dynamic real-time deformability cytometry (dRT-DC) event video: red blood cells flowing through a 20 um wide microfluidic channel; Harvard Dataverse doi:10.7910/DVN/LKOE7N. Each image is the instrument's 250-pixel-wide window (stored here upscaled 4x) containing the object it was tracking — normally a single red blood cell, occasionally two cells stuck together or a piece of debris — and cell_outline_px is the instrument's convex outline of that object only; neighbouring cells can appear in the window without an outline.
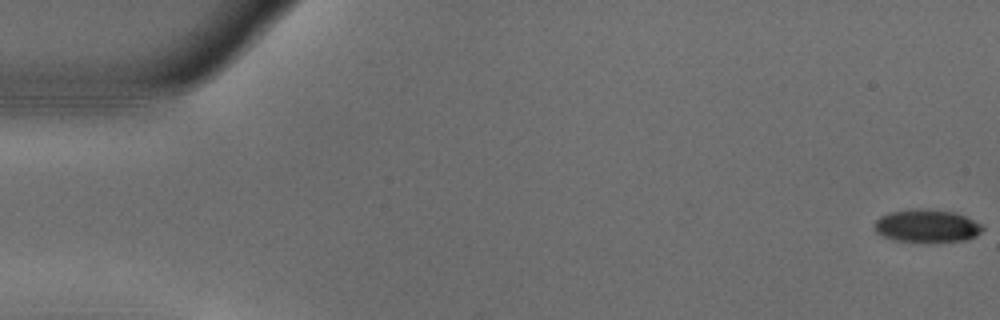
{"species": "common noctule bat (a hibernating species)", "species_latin": "Nyctalus noctula", "temperature_condition": "warm", "stored_images_in_passage": 55, "camera_frame_rate_fps": 3000, "um_per_image_px": 0.085, "animal": {"sex": "male", "body_mass_g": 18.8}, "frame": {"image": 1, "passage_image": 1, "time_ms": 0.0, "image_size_px": [1000, 320], "cell_outline_px": [[984, 228], [976, 236], [964, 240], [896, 240], [884, 236], [876, 232], [876, 220], [880, 216], [892, 212], [916, 208], [956, 212], [984, 224]], "centroid_in_image_um": [78.83, 19.17], "position_along_channel_um": 6.2, "area_um2": 20.06}}
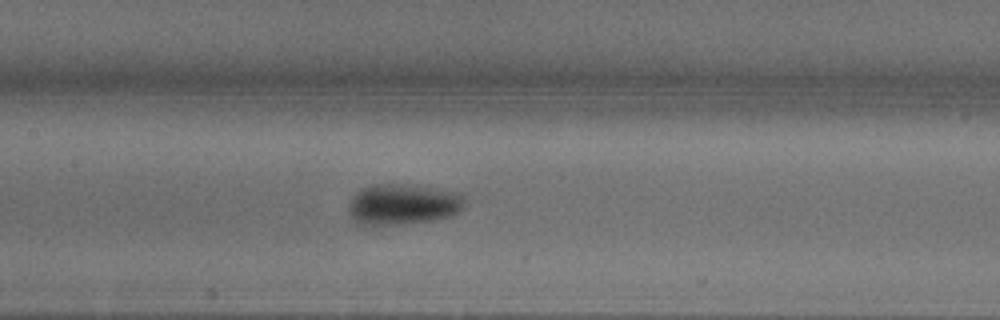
{"frame": {"image": 2, "passage_image": 26, "time_ms": 8.333, "image_size_px": [1000, 320], "cell_outline_px": [[464, 208], [460, 212], [452, 216], [432, 220], [396, 224], [360, 224], [352, 216], [348, 208], [348, 204], [352, 196], [360, 188], [372, 184], [416, 184], [460, 192], [464, 196]], "centroid_in_image_um": [34.3, 17.33], "position_along_channel_um": 173.1, "area_um2": 27.92}}
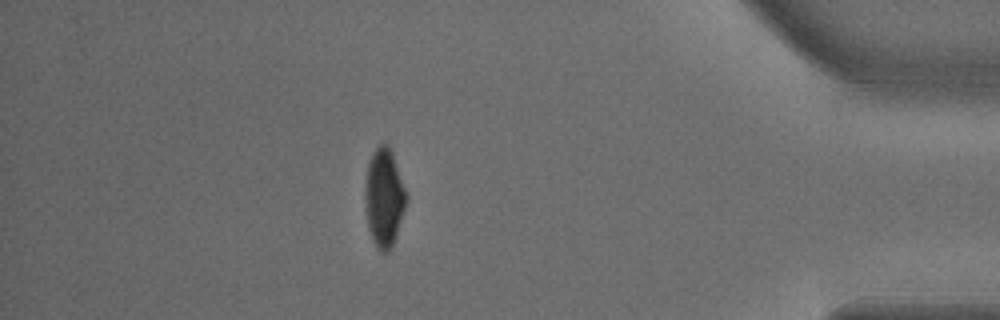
{"frame": {"image": 3, "passage_image": 48, "time_ms": 15.667, "image_size_px": [1000, 320], "cell_outline_px": [[408, 196], [396, 236], [388, 252], [380, 252], [376, 248], [372, 240], [368, 228], [364, 196], [364, 188], [368, 164], [372, 152], [380, 144], [388, 144], [392, 152]], "centroid_in_image_um": [32.63, 16.8], "position_along_channel_um": 402.6, "area_um2": 23.64}, "authors_computed_cell_mechanics": {"area_um2": 23.9292, "velocity_mm_per_s": 3.7224, "shape_relaxation_time_tau1_ms": 3.1464, "shape_relaxation_time_tau2_ms": null, "deformation_change_tau1": 0.1701, "deformation_change_tau2": null}}